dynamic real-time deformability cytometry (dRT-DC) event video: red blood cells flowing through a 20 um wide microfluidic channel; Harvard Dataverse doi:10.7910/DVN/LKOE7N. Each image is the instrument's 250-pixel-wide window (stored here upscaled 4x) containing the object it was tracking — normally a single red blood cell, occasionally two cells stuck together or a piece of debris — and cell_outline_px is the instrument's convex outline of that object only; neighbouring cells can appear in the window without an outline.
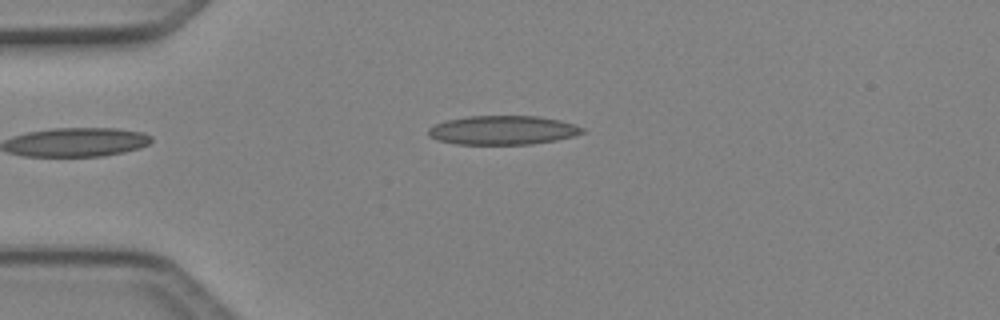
{"species": "Egyptian fruit bat (a non-hibernating species)", "species_latin": "Rousettus aegyptiacus", "temperature_condition": "cold", "stored_images_in_passage": 4, "camera_frame_rate_fps": 3000, "um_per_image_px": 0.085, "animal": {"sex": "female"}, "frame": {"image": 1, "passage_image": 4, "time_ms": 1.0, "image_size_px": [1000, 320], "cell_outline_px": [[584, 132], [572, 136], [556, 140], [532, 144], [456, 144], [440, 140], [428, 136], [428, 128], [436, 124], [448, 120], [468, 116], [536, 116], [560, 120], [584, 128]], "centroid_in_image_um": [42.73, 11.06], "position_along_channel_um": 42.3, "area_um2": 25.78}}